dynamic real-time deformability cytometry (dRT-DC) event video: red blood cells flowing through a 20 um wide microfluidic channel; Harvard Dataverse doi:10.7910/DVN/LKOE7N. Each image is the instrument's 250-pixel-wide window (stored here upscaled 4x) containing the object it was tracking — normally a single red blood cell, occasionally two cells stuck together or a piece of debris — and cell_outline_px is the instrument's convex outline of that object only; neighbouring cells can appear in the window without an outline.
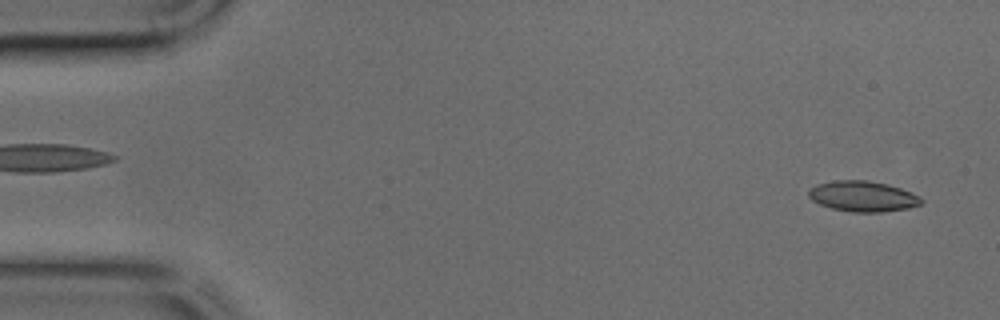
{"species": "common noctule bat (a hibernating species)", "species_latin": "Nyctalus noctula", "temperature_condition": "cold", "stored_images_in_passage": 12, "camera_frame_rate_fps": 3000, "um_per_image_px": 0.085, "animal": {"sex": "male", "body_mass_g": 17.9, "forearm_length_mm": 54.2}, "frame": {"image": 1, "passage_image": 2, "time_ms": 0.333, "image_size_px": [1000, 320], "cell_outline_px": [[924, 200], [920, 204], [908, 208], [884, 212], [852, 212], [832, 208], [820, 204], [812, 200], [808, 196], [808, 192], [816, 184], [832, 180], [868, 180], [888, 184], [900, 188], [920, 196]], "centroid_in_image_um": [73.34, 16.68], "position_along_channel_um": 11.7, "area_um2": 20.11}}
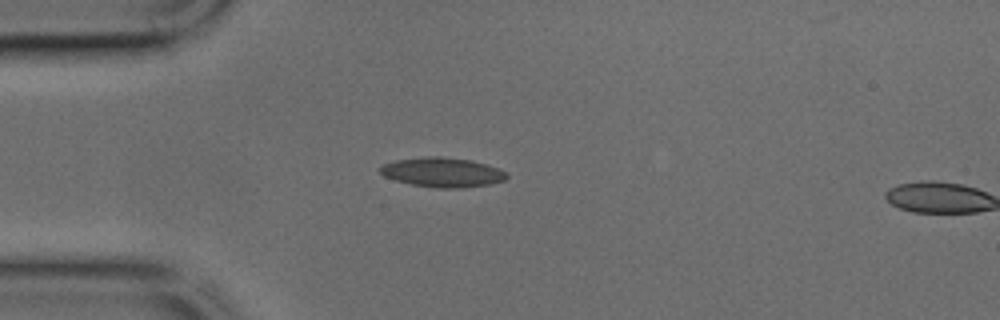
{"frame": {"image": 2, "passage_image": 11, "time_ms": 3.333, "image_size_px": [1000, 320], "cell_outline_px": [[508, 176], [504, 180], [488, 184], [460, 188], [436, 188], [412, 184], [396, 180], [384, 176], [380, 172], [380, 168], [384, 164], [396, 160], [428, 156], [440, 156], [472, 160], [500, 168], [508, 172]], "centroid_in_image_um": [37.64, 14.64], "position_along_channel_um": 47.4, "area_um2": 21.73}}